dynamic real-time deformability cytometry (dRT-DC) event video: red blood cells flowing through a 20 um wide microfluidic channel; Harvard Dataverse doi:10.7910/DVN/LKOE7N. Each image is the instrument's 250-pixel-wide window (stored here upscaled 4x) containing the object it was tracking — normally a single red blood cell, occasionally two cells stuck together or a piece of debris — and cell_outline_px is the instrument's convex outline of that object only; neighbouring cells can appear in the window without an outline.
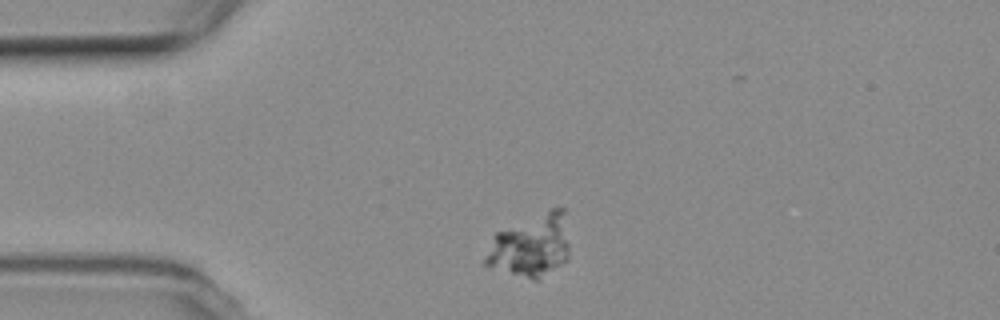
{"species": "common noctule bat (a hibernating species)", "species_latin": "Nyctalus noctula", "temperature_condition": "room temperature", "stored_images_in_passage": 1, "camera_frame_rate_fps": 3000, "um_per_image_px": 0.085, "animal": {"sex": "female", "body_mass_g": 19.3, "forearm_length_mm": 54.1}, "frame": {"image": 1, "passage_image": 1, "time_ms": 0.0, "image_size_px": [1000, 320], "cell_outline_px": [[568, 260], [536, 280], [532, 280], [484, 264], [484, 256], [496, 232], [552, 208], [564, 208], [568, 244]], "centroid_in_image_um": [45.13, 20.88], "position_along_channel_um": 39.9, "area_um2": 30.11}}